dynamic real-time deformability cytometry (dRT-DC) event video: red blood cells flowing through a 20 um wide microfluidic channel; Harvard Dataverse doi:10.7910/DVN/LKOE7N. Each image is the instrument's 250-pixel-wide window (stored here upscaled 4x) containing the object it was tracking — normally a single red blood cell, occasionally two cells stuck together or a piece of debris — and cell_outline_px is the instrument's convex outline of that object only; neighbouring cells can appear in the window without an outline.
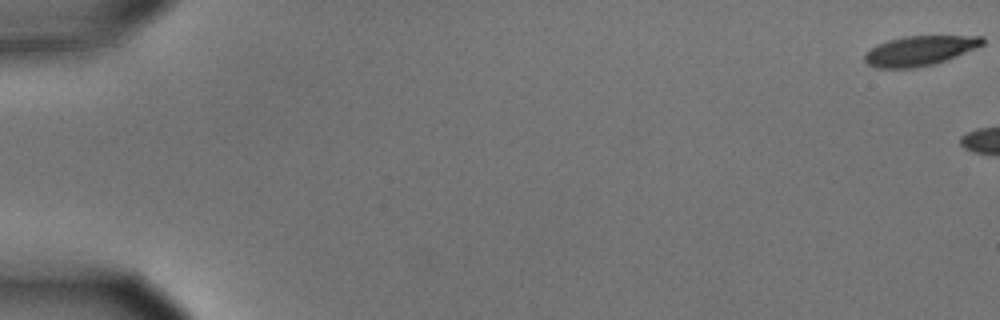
{"species": "common noctule bat (a hibernating species)", "species_latin": "Nyctalus noctula", "temperature_condition": "cold", "stored_images_in_passage": 6, "camera_frame_rate_fps": 3000, "um_per_image_px": 0.085, "animal": {"sex": "male", "body_mass_g": 15.6}, "frame": {"image": 1, "passage_image": 1, "time_ms": 0.0, "image_size_px": [1000, 320], "cell_outline_px": [[984, 44], [976, 48], [936, 64], [916, 68], [876, 68], [868, 64], [864, 60], [864, 56], [876, 44], [888, 40], [904, 36], [984, 36]], "centroid_in_image_um": [78.18, 4.31], "position_along_channel_um": 6.8, "area_um2": 20.46}}